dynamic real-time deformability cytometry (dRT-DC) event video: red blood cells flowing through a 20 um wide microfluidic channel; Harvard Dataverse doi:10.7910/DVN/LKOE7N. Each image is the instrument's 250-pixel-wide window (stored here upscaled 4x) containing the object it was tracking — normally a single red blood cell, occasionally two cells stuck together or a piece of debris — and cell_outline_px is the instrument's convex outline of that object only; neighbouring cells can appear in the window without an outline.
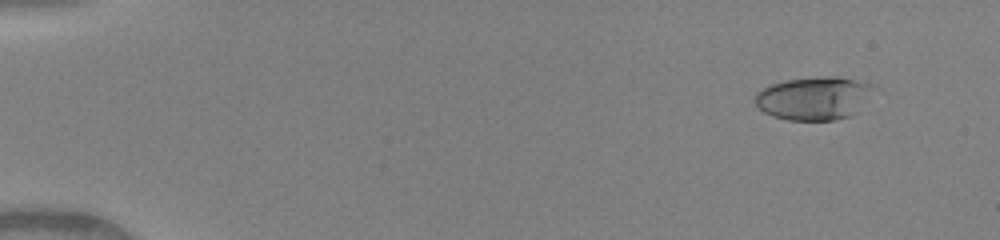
{"species": "human", "species_latin": "Homo sapiens", "temperature_condition": "warm", "stored_images_in_passage": 50, "camera_frame_rate_fps": 3000, "um_per_image_px": 0.085, "donor": {"sex": "female"}, "frame": {"image": 1, "passage_image": 5, "time_ms": 1.333, "image_size_px": [1000, 240], "cell_outline_px": [[872, 88], [852, 116], [836, 120], [788, 120], [772, 116], [764, 112], [756, 104], [756, 92], [772, 84], [784, 80], [828, 76], [836, 76], [868, 84]], "centroid_in_image_um": [69.09, 8.36], "position_along_channel_um": 15.9, "area_um2": 29.02}}
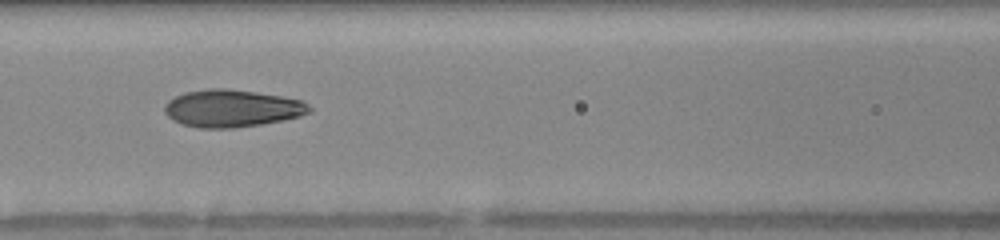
{"frame": {"image": 2, "passage_image": 24, "time_ms": 7.667, "image_size_px": [1000, 240], "cell_outline_px": [[312, 108], [308, 112], [300, 116], [284, 120], [260, 124], [232, 128], [200, 128], [184, 124], [172, 120], [164, 112], [164, 104], [168, 100], [184, 92], [208, 88], [224, 88], [256, 92], [280, 96], [300, 100], [308, 104]], "centroid_in_image_um": [19.68, 9.2], "position_along_channel_um": 146.9, "area_um2": 31.44}}
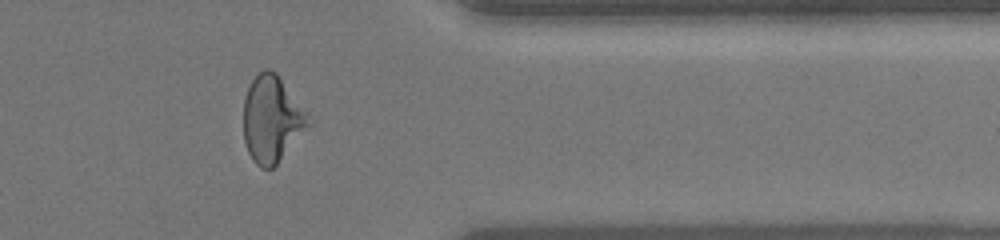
{"frame": {"image": 3, "passage_image": 42, "time_ms": 13.667, "image_size_px": [1000, 240], "cell_outline_px": [[312, 124], [276, 164], [272, 168], [260, 168], [252, 160], [248, 152], [244, 140], [244, 100], [248, 88], [252, 80], [264, 68], [268, 68], [276, 72], [312, 116]], "centroid_in_image_um": [23.14, 10.11], "position_along_channel_um": 388.3, "area_um2": 33.0}, "authors_computed_cell_mechanics": {"area_um2": 30.923, "velocity_mm_per_s": 4.1657, "shape_relaxation_time_tau1_ms": 5.5069, "shape_relaxation_time_tau2_ms": 0.9317, "deformation_change_tau1": 0.23, "deformation_change_tau2": 0.0673}}